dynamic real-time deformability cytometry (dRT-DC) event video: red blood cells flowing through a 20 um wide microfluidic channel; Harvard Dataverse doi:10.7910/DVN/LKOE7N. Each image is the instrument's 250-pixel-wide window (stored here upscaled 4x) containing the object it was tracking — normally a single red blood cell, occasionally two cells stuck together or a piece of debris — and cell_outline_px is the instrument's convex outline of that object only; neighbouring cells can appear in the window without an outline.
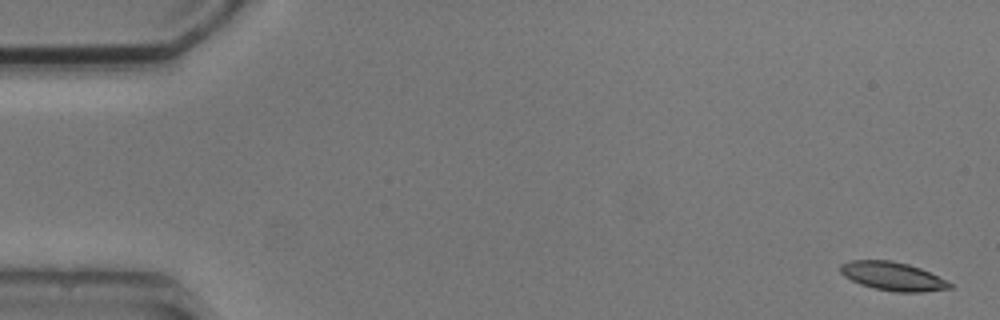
{"species": "common noctule bat (a hibernating species)", "species_latin": "Nyctalus noctula", "temperature_condition": "cold", "stored_images_in_passage": 5, "camera_frame_rate_fps": 3000, "um_per_image_px": 0.085, "animal": {"sex": "male", "body_mass_g": 20.5, "forearm_length_mm": 52.5}, "frame": {"image": 1, "passage_image": 1, "time_ms": 0.0, "image_size_px": [1000, 320], "cell_outline_px": [[952, 288], [924, 292], [896, 292], [876, 288], [860, 284], [844, 276], [840, 272], [840, 264], [852, 260], [892, 260], [908, 264], [920, 268], [952, 284]], "centroid_in_image_um": [75.85, 23.48], "position_along_channel_um": 9.1, "area_um2": 17.98}}
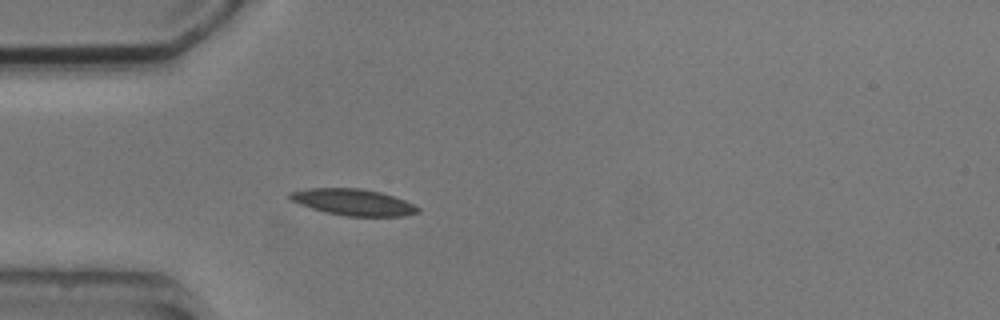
{"frame": {"image": 2, "passage_image": 5, "time_ms": 4.667, "image_size_px": [1000, 320], "cell_outline_px": [[420, 212], [404, 216], [348, 216], [324, 212], [300, 204], [292, 200], [288, 196], [288, 192], [308, 188], [360, 188], [380, 192], [404, 200], [420, 208]], "centroid_in_image_um": [30.01, 17.18], "position_along_channel_um": 55.0, "area_um2": 19.59}}